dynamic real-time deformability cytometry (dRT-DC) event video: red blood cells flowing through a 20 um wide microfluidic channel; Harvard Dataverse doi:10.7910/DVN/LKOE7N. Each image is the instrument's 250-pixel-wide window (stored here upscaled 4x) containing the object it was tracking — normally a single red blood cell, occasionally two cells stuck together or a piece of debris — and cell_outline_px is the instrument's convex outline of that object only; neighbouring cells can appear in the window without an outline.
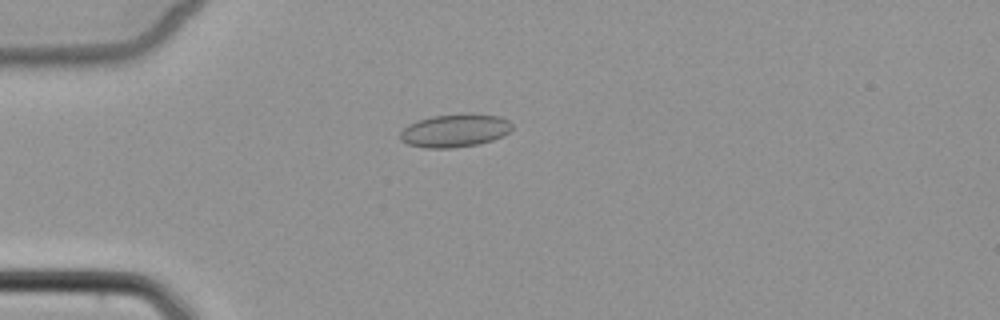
{"species": "common noctule bat (a hibernating species)", "species_latin": "Nyctalus noctula", "temperature_condition": "cold", "stored_images_in_passage": 6, "camera_frame_rate_fps": 3000, "um_per_image_px": 0.085, "animal": {"sex": "female", "body_mass_g": 22.7, "forearm_length_mm": 54.2}, "frame": {"image": 1, "passage_image": 4, "time_ms": 4.667, "image_size_px": [1000, 320], "cell_outline_px": [[512, 128], [508, 132], [492, 140], [480, 144], [452, 148], [424, 148], [408, 144], [400, 140], [400, 132], [408, 124], [432, 116], [472, 112], [500, 116], [508, 120], [512, 124]], "centroid_in_image_um": [38.67, 11.08], "position_along_channel_um": 46.3, "area_um2": 21.79}}
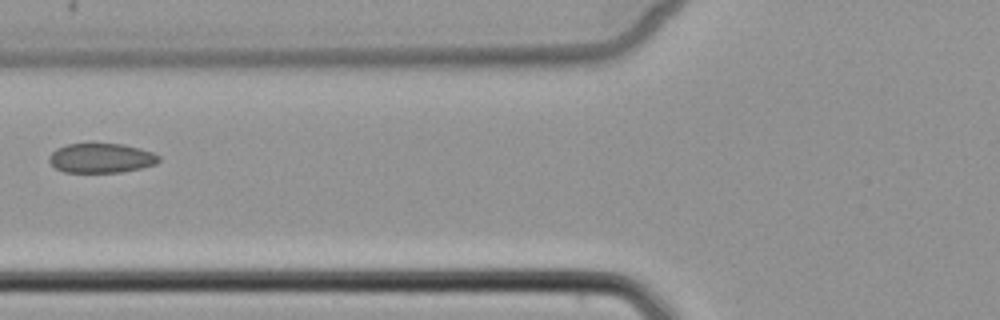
{"frame": {"image": 2, "passage_image": 6, "time_ms": 7.0, "image_size_px": [1000, 320], "cell_outline_px": [[160, 160], [156, 164], [140, 168], [120, 172], [64, 172], [56, 168], [48, 160], [48, 156], [56, 148], [68, 144], [124, 144], [140, 148], [152, 152], [160, 156]], "centroid_in_image_um": [8.6, 13.43], "position_along_channel_um": 117.2, "area_um2": 18.84}}